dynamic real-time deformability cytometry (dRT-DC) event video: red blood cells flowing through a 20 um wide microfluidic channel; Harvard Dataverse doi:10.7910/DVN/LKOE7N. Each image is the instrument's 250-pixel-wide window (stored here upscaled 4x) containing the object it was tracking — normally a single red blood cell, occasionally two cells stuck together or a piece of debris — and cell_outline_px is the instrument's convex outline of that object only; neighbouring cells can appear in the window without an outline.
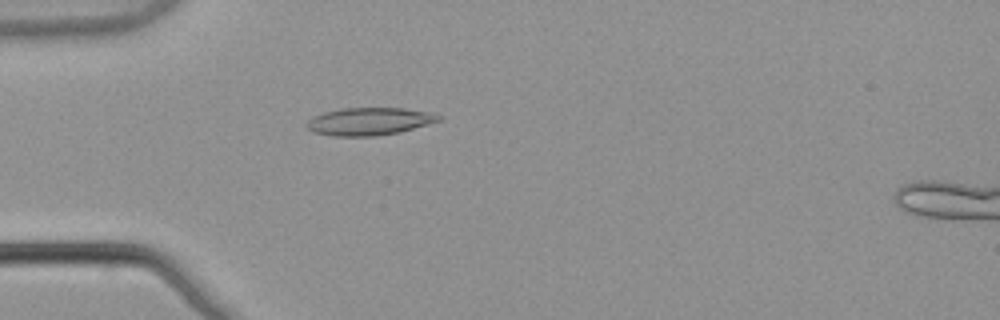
{"species": "common noctule bat (a hibernating species)", "species_latin": "Nyctalus noctula", "temperature_condition": "warm", "stored_images_in_passage": 5, "camera_frame_rate_fps": 3000, "um_per_image_px": 0.085, "animal": {"sex": "male", "body_mass_g": 21.5, "forearm_length_mm": 52.0}, "frame": {"image": 1, "passage_image": 5, "time_ms": 1.333, "image_size_px": [1000, 320], "cell_outline_px": [[444, 116], [440, 120], [428, 124], [400, 132], [376, 136], [332, 136], [312, 132], [304, 124], [312, 116], [324, 112], [340, 108], [404, 108], [432, 112]], "centroid_in_image_um": [31.38, 10.31], "position_along_channel_um": 53.6, "area_um2": 21.5}}